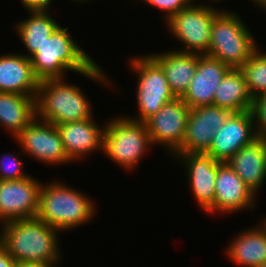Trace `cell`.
Masks as SVG:
<instances>
[{"label":"cell","instance_id":"1","mask_svg":"<svg viewBox=\"0 0 266 267\" xmlns=\"http://www.w3.org/2000/svg\"><path fill=\"white\" fill-rule=\"evenodd\" d=\"M39 82L66 78V72H77L110 86L108 76L91 57L75 43L68 28L59 25L52 35L30 57Z\"/></svg>","mask_w":266,"mask_h":267},{"label":"cell","instance_id":"2","mask_svg":"<svg viewBox=\"0 0 266 267\" xmlns=\"http://www.w3.org/2000/svg\"><path fill=\"white\" fill-rule=\"evenodd\" d=\"M0 231V243L17 263H60L59 231L37 217L4 223Z\"/></svg>","mask_w":266,"mask_h":267},{"label":"cell","instance_id":"3","mask_svg":"<svg viewBox=\"0 0 266 267\" xmlns=\"http://www.w3.org/2000/svg\"><path fill=\"white\" fill-rule=\"evenodd\" d=\"M94 205L85 193L53 181L41 185L37 218L60 232L71 230L89 223L96 212Z\"/></svg>","mask_w":266,"mask_h":267},{"label":"cell","instance_id":"4","mask_svg":"<svg viewBox=\"0 0 266 267\" xmlns=\"http://www.w3.org/2000/svg\"><path fill=\"white\" fill-rule=\"evenodd\" d=\"M65 79L39 82L36 95V117L59 125L92 118L90 101L81 88Z\"/></svg>","mask_w":266,"mask_h":267},{"label":"cell","instance_id":"5","mask_svg":"<svg viewBox=\"0 0 266 267\" xmlns=\"http://www.w3.org/2000/svg\"><path fill=\"white\" fill-rule=\"evenodd\" d=\"M250 31L239 15L221 9L212 23L206 54L219 59L230 69H239L258 48Z\"/></svg>","mask_w":266,"mask_h":267},{"label":"cell","instance_id":"6","mask_svg":"<svg viewBox=\"0 0 266 267\" xmlns=\"http://www.w3.org/2000/svg\"><path fill=\"white\" fill-rule=\"evenodd\" d=\"M151 146L144 122L122 115L106 123L102 152L121 168L132 171Z\"/></svg>","mask_w":266,"mask_h":267},{"label":"cell","instance_id":"7","mask_svg":"<svg viewBox=\"0 0 266 267\" xmlns=\"http://www.w3.org/2000/svg\"><path fill=\"white\" fill-rule=\"evenodd\" d=\"M129 64L131 70L138 73L136 101L139 110L137 117L130 118L145 122L176 97L170 90L163 69L150 55L134 56Z\"/></svg>","mask_w":266,"mask_h":267},{"label":"cell","instance_id":"8","mask_svg":"<svg viewBox=\"0 0 266 267\" xmlns=\"http://www.w3.org/2000/svg\"><path fill=\"white\" fill-rule=\"evenodd\" d=\"M213 6L194 1L166 21L170 33L184 45L177 51L197 54L209 51L212 23L221 11Z\"/></svg>","mask_w":266,"mask_h":267},{"label":"cell","instance_id":"9","mask_svg":"<svg viewBox=\"0 0 266 267\" xmlns=\"http://www.w3.org/2000/svg\"><path fill=\"white\" fill-rule=\"evenodd\" d=\"M22 151L45 164L72 163L56 125L35 117L15 138Z\"/></svg>","mask_w":266,"mask_h":267},{"label":"cell","instance_id":"10","mask_svg":"<svg viewBox=\"0 0 266 267\" xmlns=\"http://www.w3.org/2000/svg\"><path fill=\"white\" fill-rule=\"evenodd\" d=\"M190 110L181 98H175L147 119L144 123L153 146L161 144L174 154L182 146Z\"/></svg>","mask_w":266,"mask_h":267},{"label":"cell","instance_id":"11","mask_svg":"<svg viewBox=\"0 0 266 267\" xmlns=\"http://www.w3.org/2000/svg\"><path fill=\"white\" fill-rule=\"evenodd\" d=\"M41 185L31 175L21 180H0V224L37 217Z\"/></svg>","mask_w":266,"mask_h":267},{"label":"cell","instance_id":"12","mask_svg":"<svg viewBox=\"0 0 266 267\" xmlns=\"http://www.w3.org/2000/svg\"><path fill=\"white\" fill-rule=\"evenodd\" d=\"M231 113L214 105L192 108L182 146L175 153H205Z\"/></svg>","mask_w":266,"mask_h":267},{"label":"cell","instance_id":"13","mask_svg":"<svg viewBox=\"0 0 266 267\" xmlns=\"http://www.w3.org/2000/svg\"><path fill=\"white\" fill-rule=\"evenodd\" d=\"M257 138L251 110L232 112L216 131L205 154L218 162H227L237 151Z\"/></svg>","mask_w":266,"mask_h":267},{"label":"cell","instance_id":"14","mask_svg":"<svg viewBox=\"0 0 266 267\" xmlns=\"http://www.w3.org/2000/svg\"><path fill=\"white\" fill-rule=\"evenodd\" d=\"M214 205L206 212L230 213L241 209L250 210L257 204L256 194L244 183L227 162L217 168Z\"/></svg>","mask_w":266,"mask_h":267},{"label":"cell","instance_id":"15","mask_svg":"<svg viewBox=\"0 0 266 267\" xmlns=\"http://www.w3.org/2000/svg\"><path fill=\"white\" fill-rule=\"evenodd\" d=\"M185 164L187 180L195 200L204 212L214 205L217 168L222 162L205 153H174Z\"/></svg>","mask_w":266,"mask_h":267},{"label":"cell","instance_id":"16","mask_svg":"<svg viewBox=\"0 0 266 267\" xmlns=\"http://www.w3.org/2000/svg\"><path fill=\"white\" fill-rule=\"evenodd\" d=\"M230 68L219 59L198 54V64L192 81L181 99L192 109L213 105L217 87Z\"/></svg>","mask_w":266,"mask_h":267},{"label":"cell","instance_id":"17","mask_svg":"<svg viewBox=\"0 0 266 267\" xmlns=\"http://www.w3.org/2000/svg\"><path fill=\"white\" fill-rule=\"evenodd\" d=\"M103 126L97 125L94 117L56 125L65 153L72 162L85 159V155L98 149L103 151L106 124Z\"/></svg>","mask_w":266,"mask_h":267},{"label":"cell","instance_id":"18","mask_svg":"<svg viewBox=\"0 0 266 267\" xmlns=\"http://www.w3.org/2000/svg\"><path fill=\"white\" fill-rule=\"evenodd\" d=\"M38 86L29 57L23 53L0 55V92L36 96Z\"/></svg>","mask_w":266,"mask_h":267},{"label":"cell","instance_id":"19","mask_svg":"<svg viewBox=\"0 0 266 267\" xmlns=\"http://www.w3.org/2000/svg\"><path fill=\"white\" fill-rule=\"evenodd\" d=\"M227 163L257 194L266 178V138L257 137L237 151Z\"/></svg>","mask_w":266,"mask_h":267},{"label":"cell","instance_id":"20","mask_svg":"<svg viewBox=\"0 0 266 267\" xmlns=\"http://www.w3.org/2000/svg\"><path fill=\"white\" fill-rule=\"evenodd\" d=\"M163 69L171 92L181 98L195 75L198 54L172 49L163 53L149 54Z\"/></svg>","mask_w":266,"mask_h":267},{"label":"cell","instance_id":"21","mask_svg":"<svg viewBox=\"0 0 266 267\" xmlns=\"http://www.w3.org/2000/svg\"><path fill=\"white\" fill-rule=\"evenodd\" d=\"M226 247L230 260L243 267H256L266 262V230L260 224L238 233Z\"/></svg>","mask_w":266,"mask_h":267},{"label":"cell","instance_id":"22","mask_svg":"<svg viewBox=\"0 0 266 267\" xmlns=\"http://www.w3.org/2000/svg\"><path fill=\"white\" fill-rule=\"evenodd\" d=\"M36 117V96L0 92V123L16 137Z\"/></svg>","mask_w":266,"mask_h":267},{"label":"cell","instance_id":"23","mask_svg":"<svg viewBox=\"0 0 266 267\" xmlns=\"http://www.w3.org/2000/svg\"><path fill=\"white\" fill-rule=\"evenodd\" d=\"M253 100L242 73L230 69L216 89L213 105L231 112H242L251 110Z\"/></svg>","mask_w":266,"mask_h":267},{"label":"cell","instance_id":"24","mask_svg":"<svg viewBox=\"0 0 266 267\" xmlns=\"http://www.w3.org/2000/svg\"><path fill=\"white\" fill-rule=\"evenodd\" d=\"M28 12L29 18L17 23L15 29L28 50L29 54L24 55L30 58L60 24L51 17L48 11Z\"/></svg>","mask_w":266,"mask_h":267},{"label":"cell","instance_id":"25","mask_svg":"<svg viewBox=\"0 0 266 267\" xmlns=\"http://www.w3.org/2000/svg\"><path fill=\"white\" fill-rule=\"evenodd\" d=\"M238 70L242 73L253 99L266 93V52L262 53L257 48Z\"/></svg>","mask_w":266,"mask_h":267},{"label":"cell","instance_id":"26","mask_svg":"<svg viewBox=\"0 0 266 267\" xmlns=\"http://www.w3.org/2000/svg\"><path fill=\"white\" fill-rule=\"evenodd\" d=\"M22 168L23 163L17 156L5 153L0 158V180H21L29 177Z\"/></svg>","mask_w":266,"mask_h":267},{"label":"cell","instance_id":"27","mask_svg":"<svg viewBox=\"0 0 266 267\" xmlns=\"http://www.w3.org/2000/svg\"><path fill=\"white\" fill-rule=\"evenodd\" d=\"M251 113L257 137L266 138V93L254 98Z\"/></svg>","mask_w":266,"mask_h":267},{"label":"cell","instance_id":"28","mask_svg":"<svg viewBox=\"0 0 266 267\" xmlns=\"http://www.w3.org/2000/svg\"><path fill=\"white\" fill-rule=\"evenodd\" d=\"M147 5L161 10L165 14V22L174 14L186 8L194 0H142Z\"/></svg>","mask_w":266,"mask_h":267},{"label":"cell","instance_id":"29","mask_svg":"<svg viewBox=\"0 0 266 267\" xmlns=\"http://www.w3.org/2000/svg\"><path fill=\"white\" fill-rule=\"evenodd\" d=\"M26 11H49L53 0H20Z\"/></svg>","mask_w":266,"mask_h":267},{"label":"cell","instance_id":"30","mask_svg":"<svg viewBox=\"0 0 266 267\" xmlns=\"http://www.w3.org/2000/svg\"><path fill=\"white\" fill-rule=\"evenodd\" d=\"M17 262L10 256L6 248L0 243V267H16Z\"/></svg>","mask_w":266,"mask_h":267},{"label":"cell","instance_id":"31","mask_svg":"<svg viewBox=\"0 0 266 267\" xmlns=\"http://www.w3.org/2000/svg\"><path fill=\"white\" fill-rule=\"evenodd\" d=\"M55 267V265H41V264H32V263H26L21 262L17 263L16 267Z\"/></svg>","mask_w":266,"mask_h":267},{"label":"cell","instance_id":"32","mask_svg":"<svg viewBox=\"0 0 266 267\" xmlns=\"http://www.w3.org/2000/svg\"><path fill=\"white\" fill-rule=\"evenodd\" d=\"M256 6L260 7L266 0H251Z\"/></svg>","mask_w":266,"mask_h":267},{"label":"cell","instance_id":"33","mask_svg":"<svg viewBox=\"0 0 266 267\" xmlns=\"http://www.w3.org/2000/svg\"><path fill=\"white\" fill-rule=\"evenodd\" d=\"M264 219V220H263ZM261 220L262 227L266 230V217ZM263 221V222H262Z\"/></svg>","mask_w":266,"mask_h":267},{"label":"cell","instance_id":"34","mask_svg":"<svg viewBox=\"0 0 266 267\" xmlns=\"http://www.w3.org/2000/svg\"><path fill=\"white\" fill-rule=\"evenodd\" d=\"M262 8V10H266V1L260 6V9Z\"/></svg>","mask_w":266,"mask_h":267},{"label":"cell","instance_id":"35","mask_svg":"<svg viewBox=\"0 0 266 267\" xmlns=\"http://www.w3.org/2000/svg\"><path fill=\"white\" fill-rule=\"evenodd\" d=\"M72 1H75V2H79V1H81V2H87V1H90V0H72Z\"/></svg>","mask_w":266,"mask_h":267},{"label":"cell","instance_id":"36","mask_svg":"<svg viewBox=\"0 0 266 267\" xmlns=\"http://www.w3.org/2000/svg\"><path fill=\"white\" fill-rule=\"evenodd\" d=\"M256 267H266V262Z\"/></svg>","mask_w":266,"mask_h":267}]
</instances>
